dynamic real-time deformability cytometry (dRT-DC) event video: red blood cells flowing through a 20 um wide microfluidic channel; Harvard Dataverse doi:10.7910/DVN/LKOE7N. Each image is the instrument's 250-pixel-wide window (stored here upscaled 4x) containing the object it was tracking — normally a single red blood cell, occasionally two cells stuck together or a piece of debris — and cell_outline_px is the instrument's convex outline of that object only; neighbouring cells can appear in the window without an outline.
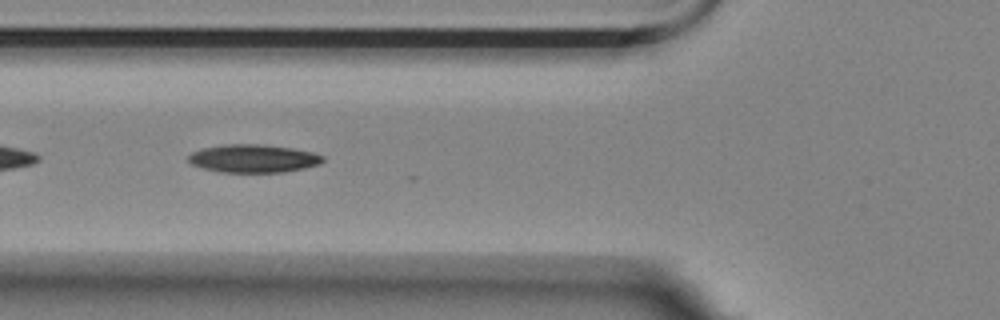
{"species": "Egyptian fruit bat (a non-hibernating species)", "species_latin": "Rousettus aegyptiacus", "temperature_condition": "room temperature", "stored_images_in_passage": 5, "camera_frame_rate_fps": 3000, "um_per_image_px": 0.085, "animal": {"sex": "female"}, "frame": {"image": 1, "passage_image": 5, "time_ms": 4.333, "image_size_px": [1000, 320], "cell_outline_px": [[324, 160], [320, 164], [304, 168], [284, 172], [220, 172], [204, 168], [192, 164], [188, 160], [188, 156], [192, 152], [204, 148], [224, 144], [260, 144], [292, 148], [312, 152], [324, 156]], "centroid_in_image_um": [21.55, 13.47], "position_along_channel_um": 104.2, "area_um2": 21.91}}